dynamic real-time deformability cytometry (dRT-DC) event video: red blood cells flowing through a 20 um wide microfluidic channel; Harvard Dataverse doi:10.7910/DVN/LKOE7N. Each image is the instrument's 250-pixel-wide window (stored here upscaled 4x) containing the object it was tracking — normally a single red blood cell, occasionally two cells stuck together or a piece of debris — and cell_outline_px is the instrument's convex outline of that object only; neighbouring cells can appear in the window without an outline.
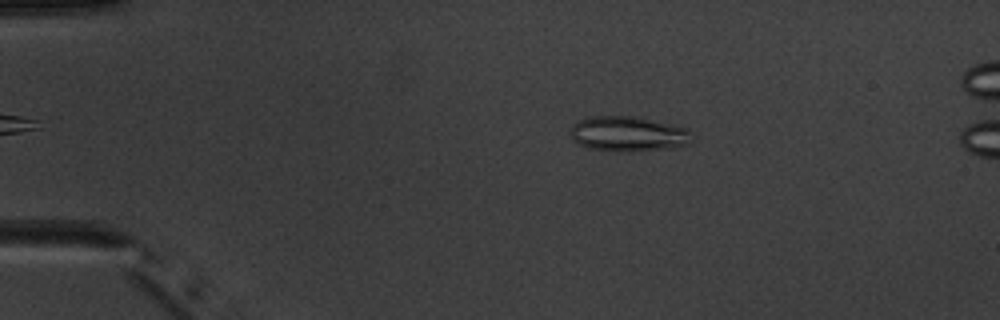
{"species": "common noctule bat (a hibernating species)", "species_latin": "Nyctalus noctula", "temperature_condition": "warm", "stored_images_in_passage": 5, "camera_frame_rate_fps": 3000, "um_per_image_px": 0.085, "animal": {"sex": "male", "body_mass_g": 20.1, "forearm_length_mm": 53.5}, "frame": {"image": 1, "passage_image": 1, "time_ms": 0.0, "image_size_px": [1000, 320], "cell_outline_px": [[688, 144], [664, 148], [612, 152], [588, 148], [572, 140], [568, 132], [572, 124], [588, 116], [636, 116], [688, 128]], "centroid_in_image_um": [53.26, 11.36], "position_along_channel_um": 31.7, "area_um2": 24.62}}